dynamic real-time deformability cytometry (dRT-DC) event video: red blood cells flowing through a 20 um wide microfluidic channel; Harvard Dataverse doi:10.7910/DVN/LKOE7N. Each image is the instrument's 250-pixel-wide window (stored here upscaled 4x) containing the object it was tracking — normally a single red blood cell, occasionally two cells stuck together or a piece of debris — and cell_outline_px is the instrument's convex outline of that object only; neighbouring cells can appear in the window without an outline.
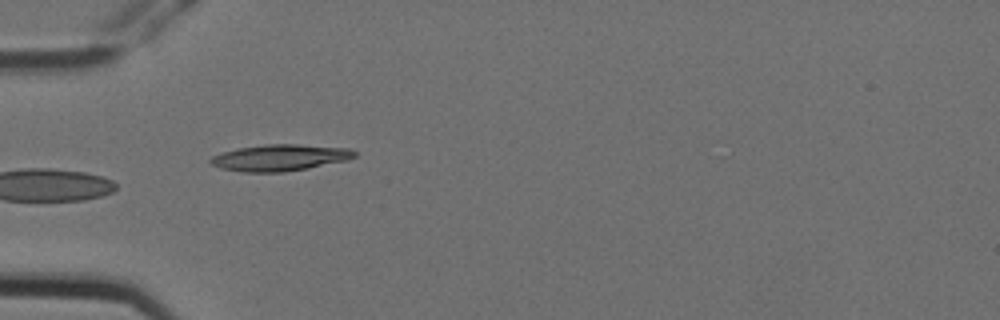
{"species": "Egyptian fruit bat (a non-hibernating species)", "species_latin": "Rousettus aegyptiacus", "temperature_condition": "cold", "stored_images_in_passage": 10, "camera_frame_rate_fps": 3000, "um_per_image_px": 0.085, "animal": {"sex": "female"}, "frame": {"image": 1, "passage_image": 5, "time_ms": 1.333, "image_size_px": [1000, 320], "cell_outline_px": [[356, 156], [348, 160], [308, 168], [284, 172], [240, 172], [220, 168], [212, 164], [208, 160], [212, 156], [224, 152], [240, 148], [268, 144], [296, 144], [352, 148], [356, 152]], "centroid_in_image_um": [23.83, 13.4], "position_along_channel_um": 61.2, "area_um2": 22.2}}
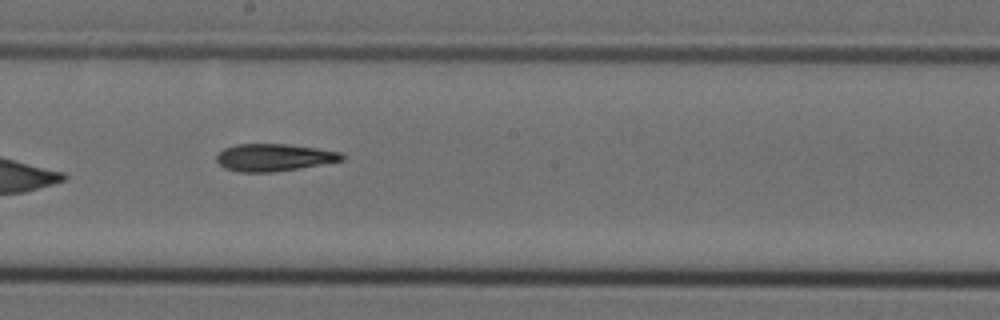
{"frame": {"image": 2, "passage_image": 9, "time_ms": 2.667, "image_size_px": [1000, 320], "cell_outline_px": [[344, 160], [272, 172], [240, 172], [224, 168], [216, 160], [216, 156], [224, 148], [236, 144], [288, 144], [316, 148], [340, 152], [344, 156]], "centroid_in_image_um": [23.25, 13.37], "position_along_channel_um": 225.0, "area_um2": 19.71}}
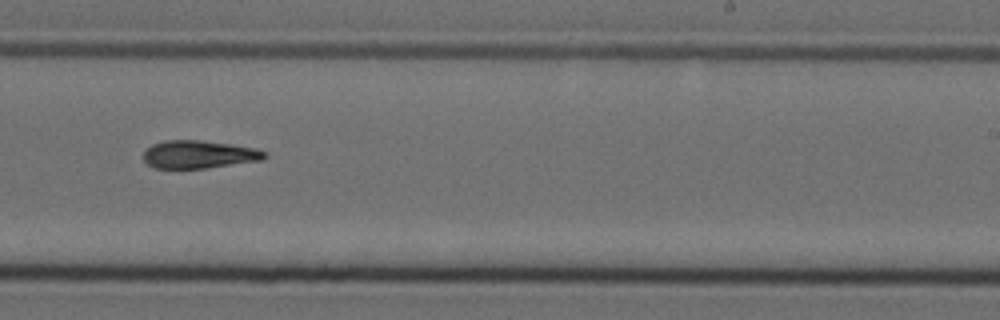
{"frame": {"image": 3, "passage_image": 10, "time_ms": 3.0, "image_size_px": [1000, 320], "cell_outline_px": [[268, 156], [264, 160], [204, 168], [152, 168], [144, 160], [144, 152], [152, 144], [164, 140], [200, 140], [232, 144], [256, 148], [268, 152]], "centroid_in_image_um": [16.95, 13.12], "position_along_channel_um": 272.1, "area_um2": 19.83}}